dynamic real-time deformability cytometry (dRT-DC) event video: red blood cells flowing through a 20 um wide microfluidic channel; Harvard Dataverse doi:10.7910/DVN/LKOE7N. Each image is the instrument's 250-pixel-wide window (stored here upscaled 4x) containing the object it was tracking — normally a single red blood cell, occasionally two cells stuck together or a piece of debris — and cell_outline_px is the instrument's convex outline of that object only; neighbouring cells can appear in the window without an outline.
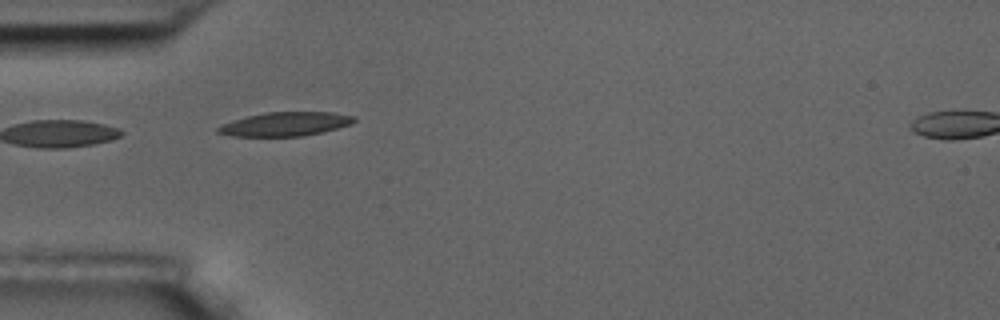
{"species": "common noctule bat (a hibernating species)", "species_latin": "Nyctalus noctula", "temperature_condition": "room temperature", "stored_images_in_passage": 7, "camera_frame_rate_fps": 3000, "um_per_image_px": 0.085, "animal": {"sex": "male", "body_mass_g": 17.5, "forearm_length_mm": 52.3}, "frame": {"image": 1, "passage_image": 4, "time_ms": 3.333, "image_size_px": [1000, 320], "cell_outline_px": [[356, 120], [352, 124], [324, 132], [304, 136], [232, 136], [216, 132], [216, 128], [232, 120], [264, 112], [332, 112], [356, 116]], "centroid_in_image_um": [24.29, 10.54], "position_along_channel_um": 60.7, "area_um2": 19.07}}